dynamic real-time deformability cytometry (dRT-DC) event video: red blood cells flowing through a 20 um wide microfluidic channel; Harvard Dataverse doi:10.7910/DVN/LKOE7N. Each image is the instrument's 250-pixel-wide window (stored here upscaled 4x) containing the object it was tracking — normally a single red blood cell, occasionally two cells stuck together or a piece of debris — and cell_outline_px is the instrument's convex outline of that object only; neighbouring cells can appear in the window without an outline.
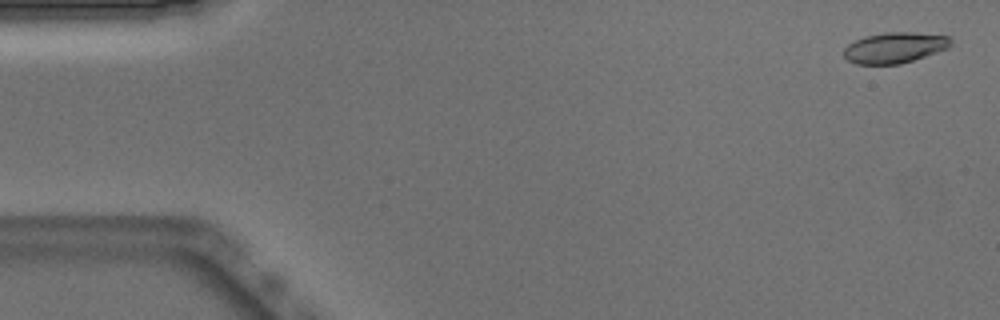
{"species": "Egyptian fruit bat (a non-hibernating species)", "species_latin": "Rousettus aegyptiacus", "temperature_condition": "warm", "stored_images_in_passage": 52, "camera_frame_rate_fps": 3000, "um_per_image_px": 0.085, "animal": {"sex": "male"}, "frame": {"image": 1, "passage_image": 2, "time_ms": 0.333, "image_size_px": [1000, 320], "cell_outline_px": [[952, 44], [948, 48], [900, 64], [856, 64], [848, 60], [844, 56], [844, 48], [848, 44], [864, 36], [884, 32], [912, 32], [948, 36], [952, 40]], "centroid_in_image_um": [76.03, 4.04], "position_along_channel_um": 9.0, "area_um2": 19.07}}
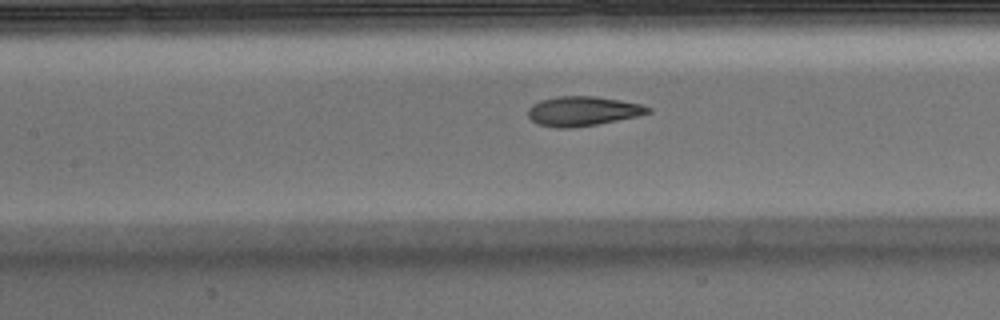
{"frame": {"image": 2, "passage_image": 23, "time_ms": 7.333, "image_size_px": [1000, 320], "cell_outline_px": [[652, 112], [636, 116], [596, 124], [572, 128], [556, 128], [536, 124], [528, 116], [528, 108], [532, 104], [540, 100], [560, 96], [596, 96], [620, 100], [640, 104], [652, 108]], "centroid_in_image_um": [49.5, 9.44], "position_along_channel_um": 157.9, "area_um2": 20.63}}
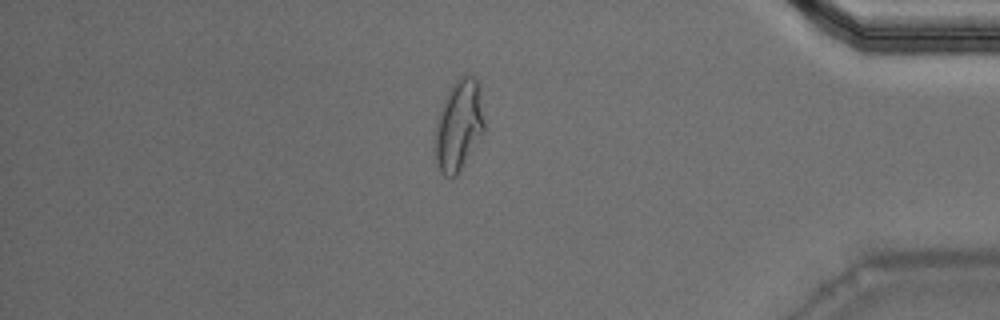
{"frame": {"image": 3, "passage_image": 44, "time_ms": 14.333, "image_size_px": [1000, 320], "cell_outline_px": [[484, 132], [460, 172], [456, 176], [444, 176], [440, 172], [432, 148], [436, 124], [440, 108], [452, 84], [460, 76], [472, 76], [480, 84], [484, 120]], "centroid_in_image_um": [38.98, 10.69], "position_along_channel_um": 396.2, "area_um2": 26.53}, "authors_computed_cell_mechanics": {"area_um2": 20.6635, "velocity_mm_per_s": 3.8909, "shape_relaxation_time_tau1_ms": 7.5168, "shape_relaxation_time_tau2_ms": 1.0213, "deformation_change_tau1": 0.2363, "deformation_change_tau2": 0.074}}